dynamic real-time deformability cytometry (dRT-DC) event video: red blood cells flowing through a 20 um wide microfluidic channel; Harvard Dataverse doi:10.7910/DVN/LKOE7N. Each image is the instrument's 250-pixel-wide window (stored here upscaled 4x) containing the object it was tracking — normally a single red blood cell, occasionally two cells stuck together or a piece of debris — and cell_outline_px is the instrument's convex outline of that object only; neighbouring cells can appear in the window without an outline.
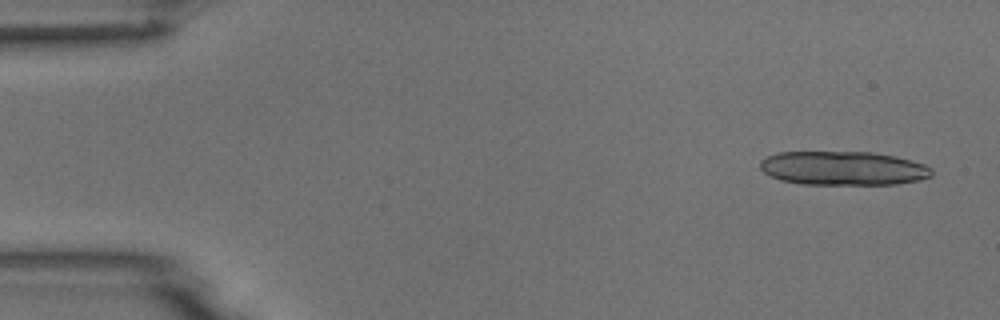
{"species": "common noctule bat (a hibernating species)", "species_latin": "Nyctalus noctula", "temperature_condition": "room temperature", "stored_images_in_passage": 4, "camera_frame_rate_fps": 3000, "um_per_image_px": 0.085, "animal": {"sex": "male", "body_mass_g": 18.8}, "frame": {"image": 1, "passage_image": 1, "time_ms": 0.0, "image_size_px": [1000, 320], "cell_outline_px": [[932, 176], [920, 180], [896, 184], [804, 184], [780, 180], [764, 172], [760, 168], [760, 160], [776, 152], [872, 152], [892, 156], [924, 164], [932, 168]], "centroid_in_image_um": [71.66, 14.3], "position_along_channel_um": 13.3, "area_um2": 33.81}}